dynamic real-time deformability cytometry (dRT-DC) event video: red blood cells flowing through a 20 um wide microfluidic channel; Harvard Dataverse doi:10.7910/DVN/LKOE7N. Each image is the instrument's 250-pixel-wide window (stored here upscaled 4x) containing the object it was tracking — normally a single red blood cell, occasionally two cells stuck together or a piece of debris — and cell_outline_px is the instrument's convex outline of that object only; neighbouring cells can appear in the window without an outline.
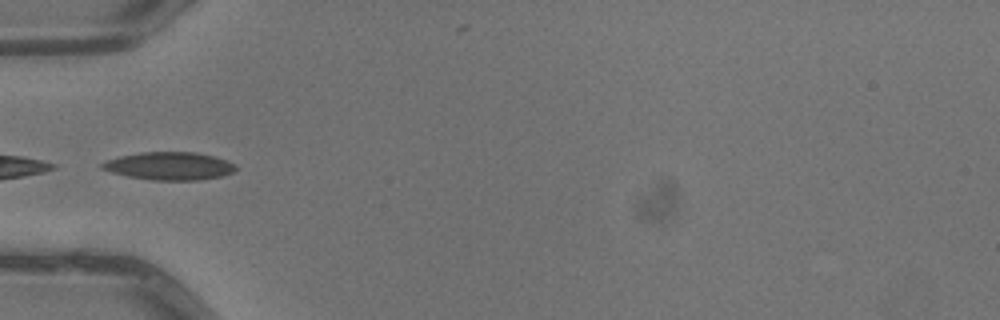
{"species": "common noctule bat (a hibernating species)", "species_latin": "Nyctalus noctula", "temperature_condition": "warm", "stored_images_in_passage": 4, "camera_frame_rate_fps": 3000, "um_per_image_px": 0.085, "animal": {"sex": "male", "body_mass_g": 13.3}, "frame": {"image": 1, "passage_image": 4, "time_ms": 1.0, "image_size_px": [1000, 320], "cell_outline_px": [[236, 168], [232, 172], [224, 176], [200, 180], [152, 180], [128, 176], [112, 172], [100, 168], [100, 164], [108, 160], [120, 156], [140, 152], [196, 152], [228, 160], [236, 164]], "centroid_in_image_um": [14.43, 14.11], "position_along_channel_um": 70.6, "area_um2": 21.73}}